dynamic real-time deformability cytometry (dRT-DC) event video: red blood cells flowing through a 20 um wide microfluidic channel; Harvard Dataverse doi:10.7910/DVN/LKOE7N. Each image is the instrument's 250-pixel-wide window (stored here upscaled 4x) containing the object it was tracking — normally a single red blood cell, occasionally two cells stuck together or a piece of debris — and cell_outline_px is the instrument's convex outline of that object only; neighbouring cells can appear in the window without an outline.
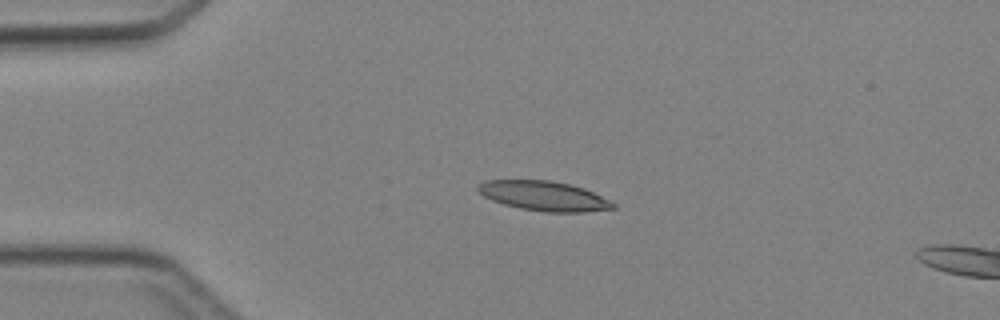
{"species": "Egyptian fruit bat (a non-hibernating species)", "species_latin": "Rousettus aegyptiacus", "temperature_condition": "cold", "stored_images_in_passage": 11, "camera_frame_rate_fps": 3000, "um_per_image_px": 0.085, "animal": {"sex": "female"}, "frame": {"image": 1, "passage_image": 7, "time_ms": 2.0, "image_size_px": [1000, 320], "cell_outline_px": [[616, 208], [584, 212], [544, 212], [520, 208], [504, 204], [492, 200], [484, 196], [476, 188], [476, 184], [484, 180], [552, 180], [584, 188], [616, 204]], "centroid_in_image_um": [46.2, 16.65], "position_along_channel_um": 38.8, "area_um2": 23.29}}